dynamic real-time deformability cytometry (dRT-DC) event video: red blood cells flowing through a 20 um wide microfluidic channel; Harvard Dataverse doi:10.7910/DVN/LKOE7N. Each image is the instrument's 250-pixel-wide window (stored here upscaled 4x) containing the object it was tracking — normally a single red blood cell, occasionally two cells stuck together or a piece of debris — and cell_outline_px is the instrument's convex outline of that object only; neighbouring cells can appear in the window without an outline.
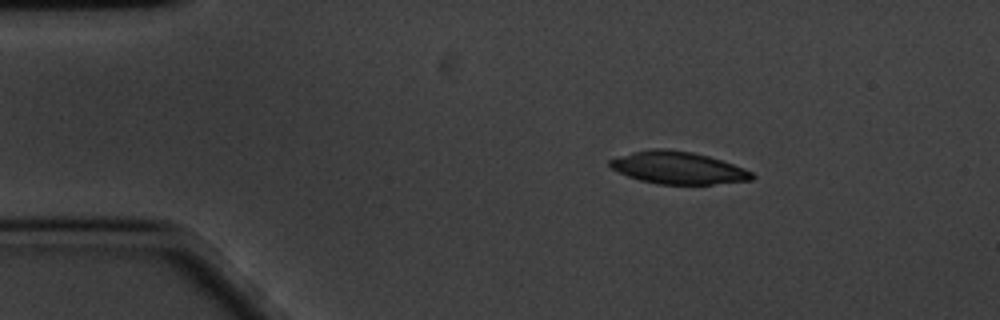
{"species": "common noctule bat (a hibernating species)", "species_latin": "Nyctalus noctula", "temperature_condition": "cold", "stored_images_in_passage": 50, "camera_frame_rate_fps": 3000, "um_per_image_px": 0.085, "animal": {"sex": "male", "body_mass_g": 20.1, "forearm_length_mm": 53.5}, "frame": {"image": 1, "passage_image": 1, "time_ms": 0.0, "image_size_px": [1000, 320], "cell_outline_px": [[756, 176], [752, 180], [712, 184], [656, 184], [640, 180], [628, 176], [612, 168], [608, 164], [608, 160], [636, 152], [652, 148], [664, 148], [692, 152], [708, 156], [744, 168], [752, 172]], "centroid_in_image_um": [57.66, 14.27], "position_along_channel_um": 27.3, "area_um2": 26.47}}
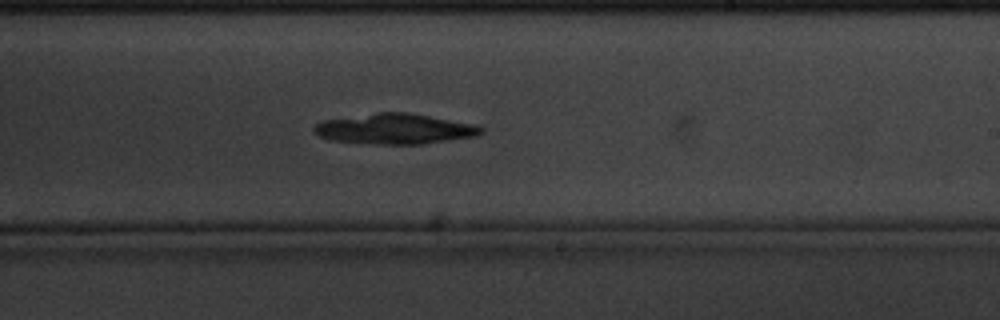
{"frame": {"image": 2, "passage_image": 26, "time_ms": 8.333, "image_size_px": [1000, 320], "cell_outline_px": [[484, 132], [476, 136], [420, 144], [368, 144], [328, 140], [312, 132], [312, 128], [320, 120], [376, 112], [408, 112], [476, 124], [484, 128]], "centroid_in_image_um": [33.51, 10.95], "position_along_channel_um": 255.5, "area_um2": 30.0}}
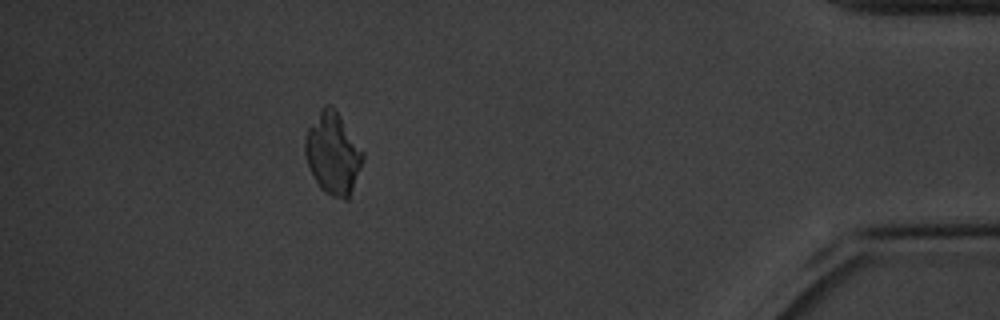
{"frame": {"image": 3, "passage_image": 44, "time_ms": 14.333, "image_size_px": [1000, 320], "cell_outline_px": [[364, 160], [348, 200], [344, 200], [332, 196], [324, 192], [320, 188], [308, 164], [304, 152], [304, 140], [308, 128], [324, 104], [332, 104], [364, 152]], "centroid_in_image_um": [28.3, 13.04], "position_along_channel_um": 406.9, "area_um2": 27.4}, "authors_computed_cell_mechanics": {"area_um2": 28.7844, "velocity_mm_per_s": 3.3876, "shape_relaxation_time_tau1_ms": 5.0129, "shape_relaxation_time_tau2_ms": null, "deformation_change_tau1": 0.1399, "deformation_change_tau2": null}}